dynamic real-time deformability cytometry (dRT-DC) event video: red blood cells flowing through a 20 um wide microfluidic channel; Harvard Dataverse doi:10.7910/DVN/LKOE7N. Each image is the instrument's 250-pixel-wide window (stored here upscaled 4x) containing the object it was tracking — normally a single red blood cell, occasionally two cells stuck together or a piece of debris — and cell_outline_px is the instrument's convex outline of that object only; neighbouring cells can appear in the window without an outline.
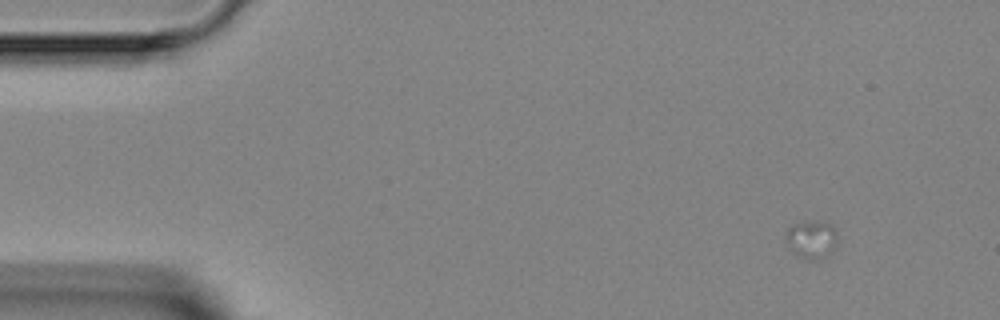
{"species": "Egyptian fruit bat (a non-hibernating species)", "species_latin": "Rousettus aegyptiacus", "temperature_condition": "room temperature", "stored_images_in_passage": 4, "camera_frame_rate_fps": 3000, "um_per_image_px": 0.085, "animal": {"sex": "female"}, "frame": {"image": 1, "passage_image": 1, "time_ms": 0.0, "image_size_px": [1000, 320], "cell_outline_px": [[836, 248], [824, 256], [812, 260], [804, 260], [788, 244], [784, 236], [784, 232], [792, 224], [804, 220], [816, 220], [832, 224], [836, 228]], "centroid_in_image_um": [68.98, 20.29], "position_along_channel_um": 16.0, "area_um2": 11.62}}